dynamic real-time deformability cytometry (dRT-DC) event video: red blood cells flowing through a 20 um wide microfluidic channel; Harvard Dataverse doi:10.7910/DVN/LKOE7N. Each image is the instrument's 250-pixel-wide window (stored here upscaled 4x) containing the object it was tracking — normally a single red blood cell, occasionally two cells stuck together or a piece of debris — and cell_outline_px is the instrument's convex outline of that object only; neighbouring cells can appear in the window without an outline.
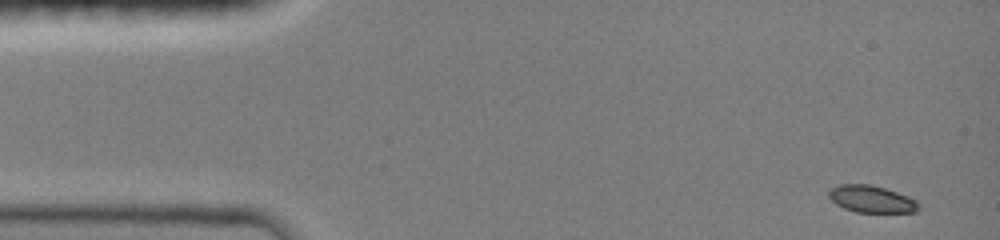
{"species": "common noctule bat (a hibernating species)", "species_latin": "Nyctalus noctula", "temperature_condition": "room temperature", "stored_images_in_passage": 40, "camera_frame_rate_fps": 3000, "um_per_image_px": 0.085, "animal": {"sex": "female", "body_mass_g": 19.0, "forearm_length_mm": 51.5}, "frame": {"image": 1, "passage_image": 1, "time_ms": 0.0, "image_size_px": [1000, 240], "cell_outline_px": [[920, 208], [916, 212], [856, 212], [844, 208], [836, 204], [828, 196], [828, 192], [832, 188], [840, 184], [868, 184], [884, 188], [908, 196], [916, 200], [920, 204]], "centroid_in_image_um": [74.09, 16.93], "position_along_channel_um": 10.9, "area_um2": 14.1}}
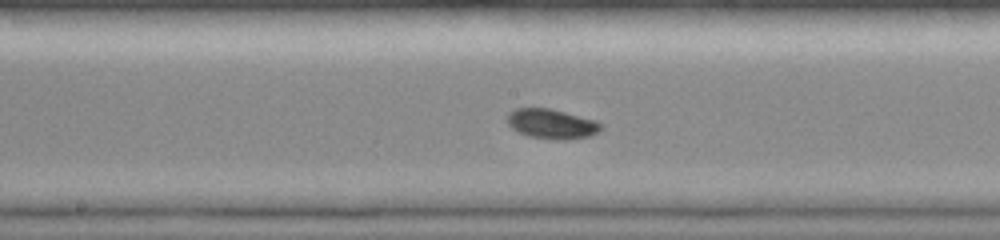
{"frame": {"image": 2, "passage_image": 23, "time_ms": 7.333, "image_size_px": [1000, 240], "cell_outline_px": [[604, 128], [588, 136], [568, 140], [556, 140], [528, 136], [512, 128], [508, 124], [508, 112], [516, 108], [548, 108], [596, 120]], "centroid_in_image_um": [46.89, 10.53], "position_along_channel_um": 201.3, "area_um2": 16.13}}
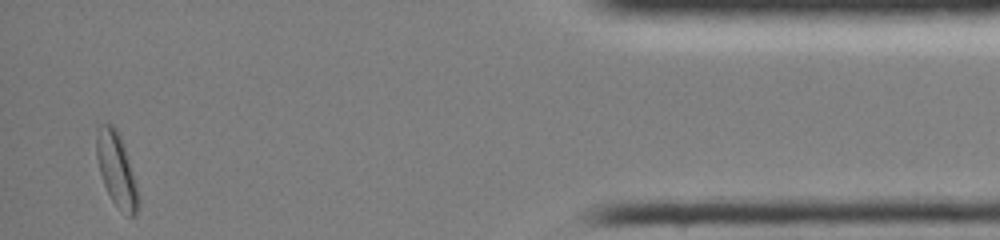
{"frame": {"image": 3, "passage_image": 40, "time_ms": 13.0, "image_size_px": [1000, 240], "cell_outline_px": [[140, 208], [136, 216], [128, 216], [112, 200], [104, 184], [100, 172], [96, 156], [96, 132], [100, 124], [112, 124], [116, 128], [124, 144], [140, 196]], "centroid_in_image_um": [9.93, 14.43], "position_along_channel_um": 425.3, "area_um2": 18.03}, "authors_computed_cell_mechanics": {"area_um2": 15.4037, "velocity_mm_per_s": 4.039, "shape_relaxation_time_tau1_ms": 2.645, "shape_relaxation_time_tau2_ms": 10.6898, "deformation_change_tau1": 0.0979, "deformation_change_tau2": 0.106}}